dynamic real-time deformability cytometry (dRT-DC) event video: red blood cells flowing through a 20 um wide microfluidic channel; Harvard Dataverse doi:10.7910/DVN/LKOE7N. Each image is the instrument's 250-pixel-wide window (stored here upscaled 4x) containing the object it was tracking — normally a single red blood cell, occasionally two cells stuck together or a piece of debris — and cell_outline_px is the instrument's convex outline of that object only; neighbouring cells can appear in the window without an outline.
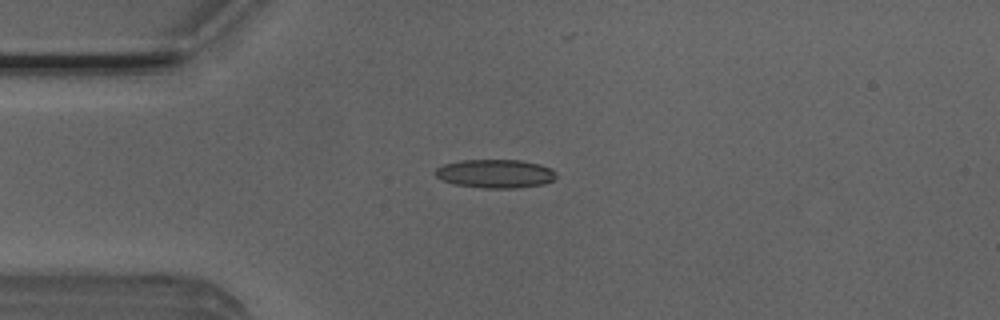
{"species": "Egyptian fruit bat (a non-hibernating species)", "species_latin": "Rousettus aegyptiacus", "temperature_condition": "room temperature", "stored_images_in_passage": 5, "camera_frame_rate_fps": 3000, "um_per_image_px": 0.085, "animal": {"sex": "male"}, "frame": {"image": 1, "passage_image": 3, "time_ms": 0.667, "image_size_px": [1000, 320], "cell_outline_px": [[556, 176], [552, 180], [544, 184], [516, 188], [484, 188], [456, 184], [444, 180], [436, 176], [436, 168], [444, 164], [460, 160], [520, 160], [540, 164], [552, 168], [556, 172]], "centroid_in_image_um": [42.14, 14.75], "position_along_channel_um": 42.9, "area_um2": 20.06}}
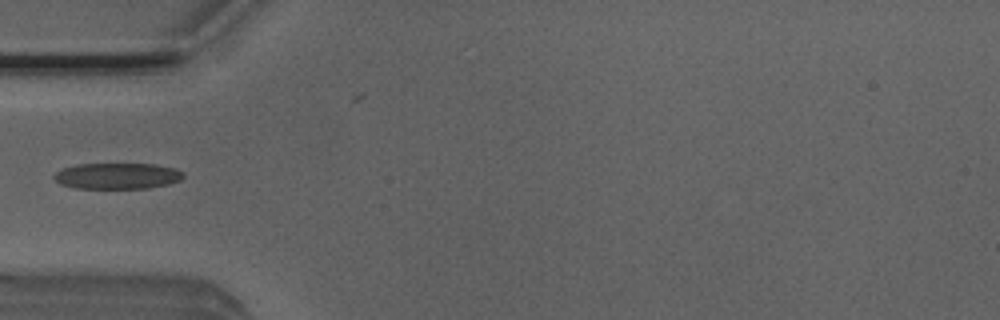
{"frame": {"image": 2, "passage_image": 4, "time_ms": 1.0, "image_size_px": [1000, 320], "cell_outline_px": [[184, 176], [180, 180], [168, 184], [148, 188], [72, 188], [60, 184], [52, 176], [56, 172], [64, 168], [76, 164], [156, 164], [176, 168], [184, 172]], "centroid_in_image_um": [9.98, 14.95], "position_along_channel_um": 75.0, "area_um2": 19.71}}